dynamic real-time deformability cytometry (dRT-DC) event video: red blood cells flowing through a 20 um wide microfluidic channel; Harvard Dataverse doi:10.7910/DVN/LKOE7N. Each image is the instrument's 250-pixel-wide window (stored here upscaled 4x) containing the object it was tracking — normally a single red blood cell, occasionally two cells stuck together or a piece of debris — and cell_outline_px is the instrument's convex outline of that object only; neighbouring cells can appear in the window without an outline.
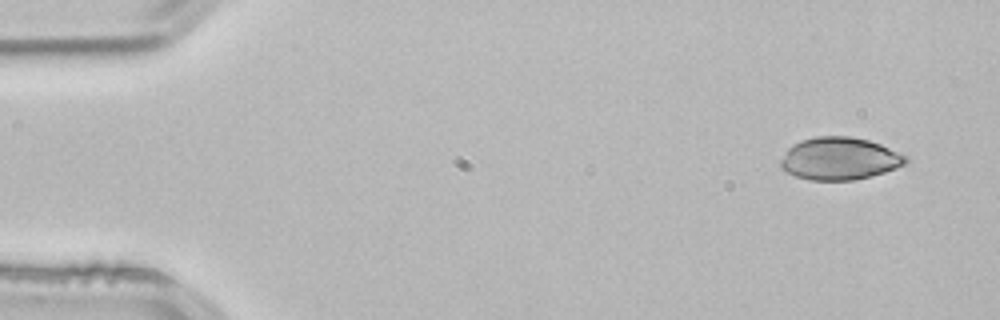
{"species": "common noctule bat (a hibernating species)", "species_latin": "Nyctalus noctula", "temperature_condition": "room temperature", "stored_images_in_passage": 4, "camera_frame_rate_fps": 3000, "um_per_image_px": 0.085, "animal": {"sex": "male", "body_mass_g": 21.5, "forearm_length_mm": 52.0}, "frame": {"image": 1, "passage_image": 1, "time_ms": 0.0, "image_size_px": [1000, 320], "cell_outline_px": [[908, 160], [904, 164], [896, 168], [872, 176], [852, 180], [808, 180], [796, 176], [780, 168], [780, 160], [788, 148], [792, 144], [800, 140], [816, 136], [848, 136], [868, 140], [880, 144], [908, 156]], "centroid_in_image_um": [71.34, 13.48], "position_along_channel_um": 13.7, "area_um2": 31.04}}
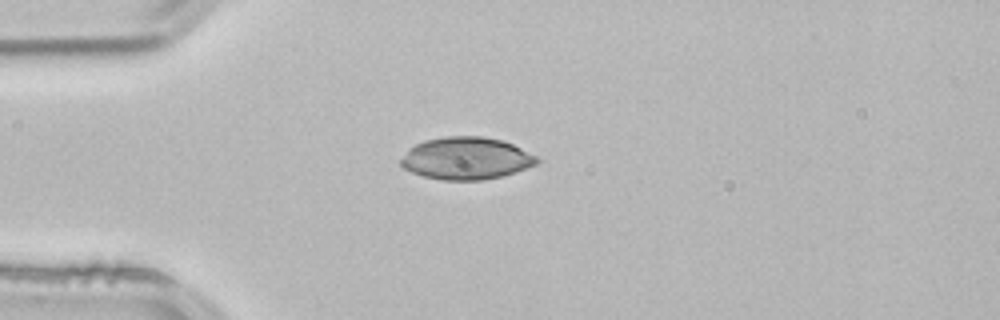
{"frame": {"image": 2, "passage_image": 3, "time_ms": 0.667, "image_size_px": [1000, 320], "cell_outline_px": [[540, 160], [536, 164], [516, 172], [484, 180], [440, 180], [424, 176], [412, 172], [404, 168], [400, 164], [400, 160], [408, 148], [424, 140], [444, 136], [480, 136], [504, 140], [536, 156]], "centroid_in_image_um": [39.61, 13.45], "position_along_channel_um": 45.4, "area_um2": 33.58}}